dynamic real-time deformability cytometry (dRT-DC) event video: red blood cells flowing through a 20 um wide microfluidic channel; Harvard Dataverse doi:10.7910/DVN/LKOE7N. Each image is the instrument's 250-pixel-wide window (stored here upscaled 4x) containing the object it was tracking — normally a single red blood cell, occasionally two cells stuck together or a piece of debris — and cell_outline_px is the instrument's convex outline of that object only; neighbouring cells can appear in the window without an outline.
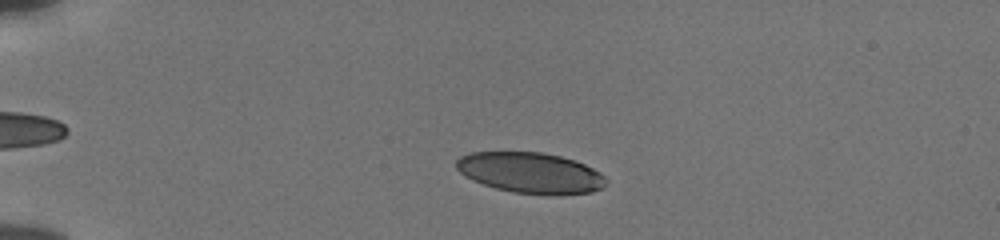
{"species": "human", "species_latin": "Homo sapiens", "temperature_condition": "cold", "stored_images_in_passage": 50, "camera_frame_rate_fps": 3000, "um_per_image_px": 0.085, "donor": {"sex": "male"}, "frame": {"image": 1, "passage_image": 9, "time_ms": 2.667, "image_size_px": [1000, 240], "cell_outline_px": [[608, 184], [592, 192], [556, 196], [552, 196], [512, 192], [496, 188], [472, 180], [464, 176], [456, 168], [456, 160], [460, 156], [468, 152], [544, 152], [560, 156], [584, 164], [600, 172], [608, 180]], "centroid_in_image_um": [45.1, 14.7], "position_along_channel_um": 39.9, "area_um2": 35.95}}
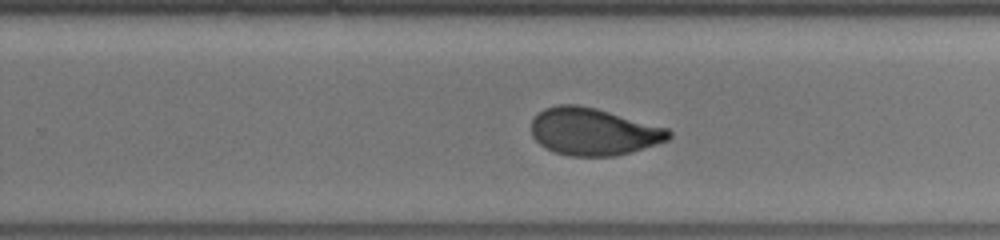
{"frame": {"image": 2, "passage_image": 32, "time_ms": 10.333, "image_size_px": [1000, 240], "cell_outline_px": [[672, 136], [668, 140], [632, 152], [612, 156], [568, 156], [544, 148], [532, 136], [532, 120], [544, 108], [560, 104], [576, 104], [596, 108], [668, 128], [672, 132]], "centroid_in_image_um": [50.45, 11.19], "position_along_channel_um": 279.4, "area_um2": 37.86}}
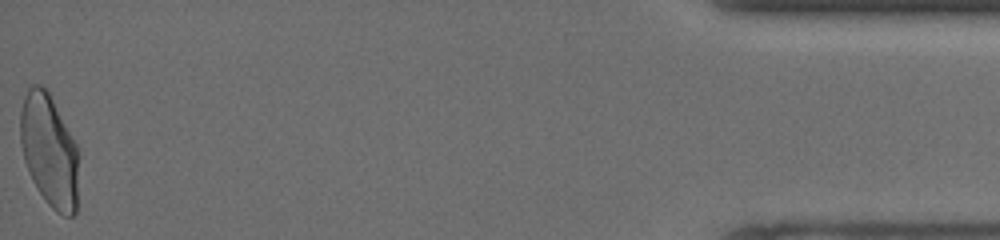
{"frame": {"image": 3, "passage_image": 50, "time_ms": 16.333, "image_size_px": [1000, 240], "cell_outline_px": [[80, 152], [76, 212], [72, 216], [64, 216], [56, 212], [48, 204], [36, 188], [32, 180], [24, 160], [20, 144], [20, 112], [24, 96], [28, 88], [32, 84], [40, 84], [48, 92], [76, 144]], "centroid_in_image_um": [4.2, 12.84], "position_along_channel_um": 431.0, "area_um2": 38.61}, "authors_computed_cell_mechanics": {"area_um2": 37.7723, "velocity_mm_per_s": 3.8517, "shape_relaxation_time_tau1_ms": 5.5271, "shape_relaxation_time_tau2_ms": 0.99, "deformation_change_tau1": 0.1651, "deformation_change_tau2": 0.0562}}